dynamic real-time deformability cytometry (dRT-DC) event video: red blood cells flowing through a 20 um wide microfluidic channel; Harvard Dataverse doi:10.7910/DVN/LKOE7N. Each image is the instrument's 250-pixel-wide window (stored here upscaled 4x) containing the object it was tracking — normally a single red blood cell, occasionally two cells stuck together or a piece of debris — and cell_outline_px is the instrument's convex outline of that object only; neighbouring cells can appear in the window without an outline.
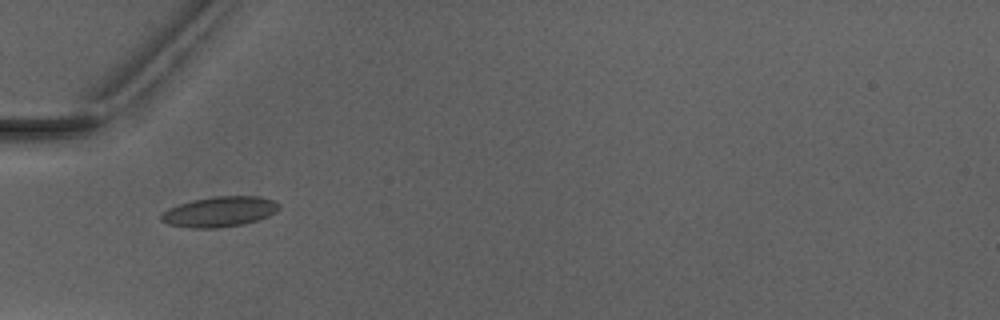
{"species": "Egyptian fruit bat (a non-hibernating species)", "species_latin": "Rousettus aegyptiacus", "temperature_condition": "warm", "stored_images_in_passage": 6, "camera_frame_rate_fps": 3000, "um_per_image_px": 0.085, "animal": {"sex": "male"}, "frame": {"image": 1, "passage_image": 4, "time_ms": 3.667, "image_size_px": [1000, 320], "cell_outline_px": [[280, 208], [276, 212], [268, 216], [244, 224], [216, 228], [192, 228], [168, 224], [160, 220], [160, 216], [168, 208], [192, 200], [212, 196], [260, 196], [276, 200], [280, 204]], "centroid_in_image_um": [18.69, 17.98], "position_along_channel_um": 66.3, "area_um2": 20.92}}
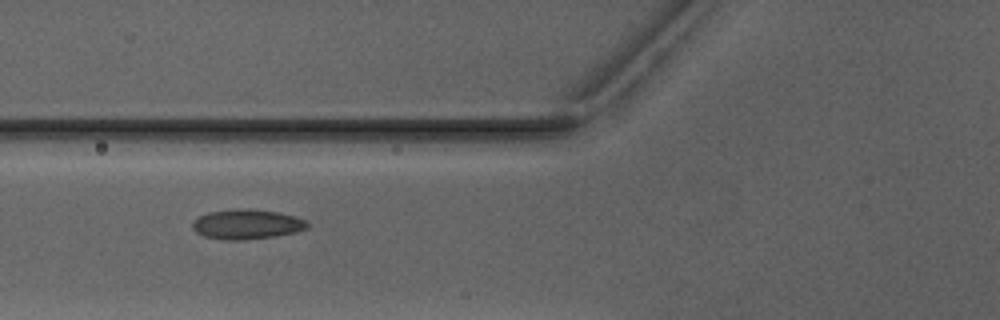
{"frame": {"image": 2, "passage_image": 5, "time_ms": 4.667, "image_size_px": [1000, 320], "cell_outline_px": [[308, 228], [296, 232], [276, 236], [240, 240], [228, 240], [204, 236], [196, 232], [192, 228], [192, 224], [200, 216], [208, 212], [236, 208], [240, 208], [280, 212], [304, 220], [308, 224]], "centroid_in_image_um": [20.97, 19.06], "position_along_channel_um": 104.8, "area_um2": 19.77}}
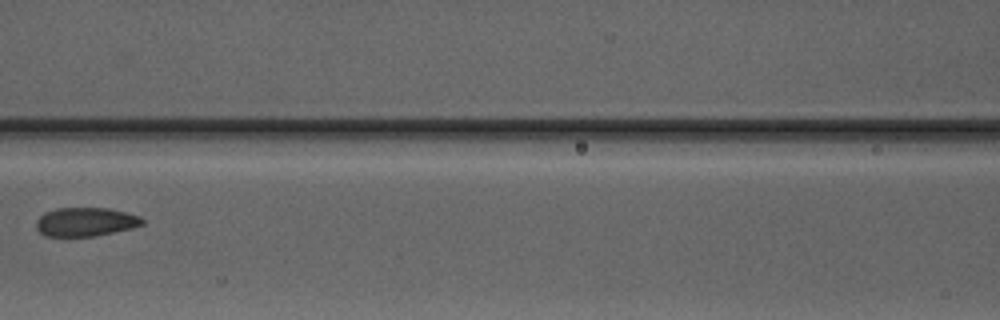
{"frame": {"image": 3, "passage_image": 6, "time_ms": 6.0, "image_size_px": [1000, 320], "cell_outline_px": [[144, 224], [132, 228], [92, 236], [44, 236], [36, 228], [36, 220], [44, 212], [56, 208], [108, 208], [140, 216], [144, 220]], "centroid_in_image_um": [7.25, 18.85], "position_along_channel_um": 159.4, "area_um2": 17.74}}